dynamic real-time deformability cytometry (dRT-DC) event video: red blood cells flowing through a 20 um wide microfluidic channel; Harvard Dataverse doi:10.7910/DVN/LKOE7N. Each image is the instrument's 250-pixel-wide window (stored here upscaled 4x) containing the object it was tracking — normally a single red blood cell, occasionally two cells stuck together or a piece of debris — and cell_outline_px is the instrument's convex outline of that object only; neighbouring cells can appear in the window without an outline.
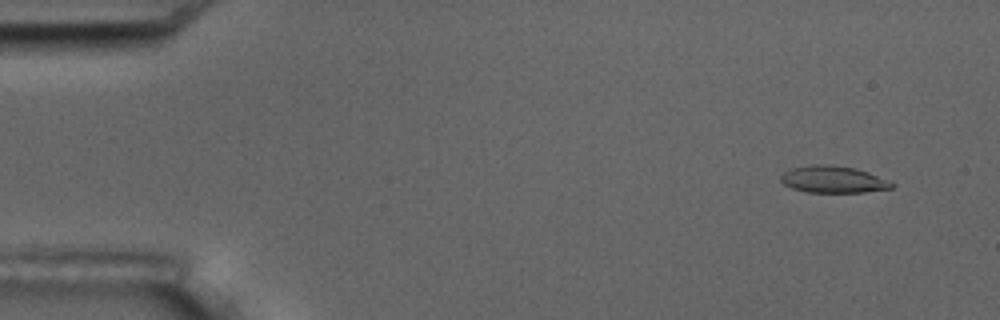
{"species": "common noctule bat (a hibernating species)", "species_latin": "Nyctalus noctula", "temperature_condition": "room temperature", "stored_images_in_passage": 10, "camera_frame_rate_fps": 3000, "um_per_image_px": 0.085, "animal": {"sex": "male", "body_mass_g": 17.5, "forearm_length_mm": 52.3}, "frame": {"image": 1, "passage_image": 2, "time_ms": 1.0, "image_size_px": [1000, 320], "cell_outline_px": [[896, 184], [892, 188], [864, 192], [808, 192], [792, 188], [784, 184], [780, 180], [780, 176], [784, 172], [792, 168], [816, 164], [832, 164], [856, 168], [868, 172]], "centroid_in_image_um": [70.82, 15.24], "position_along_channel_um": 14.2, "area_um2": 17.34}}
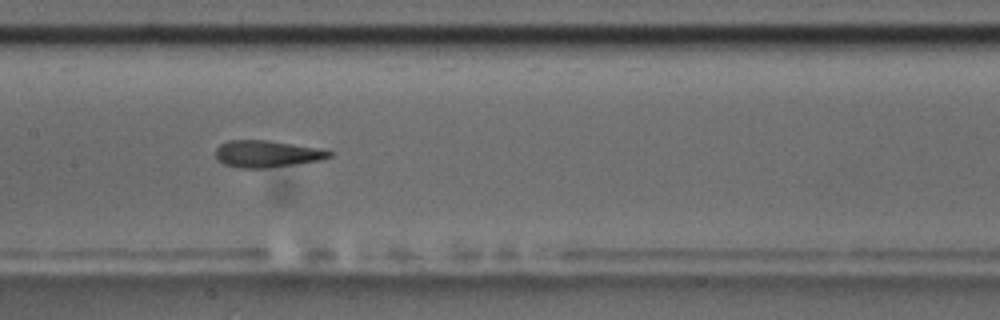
{"frame": {"image": 2, "passage_image": 9, "time_ms": 9.0, "image_size_px": [1000, 320], "cell_outline_px": [[332, 156], [320, 160], [264, 168], [240, 168], [224, 164], [216, 156], [216, 148], [220, 144], [228, 140], [268, 140], [316, 148], [332, 152]], "centroid_in_image_um": [22.64, 13.07], "position_along_channel_um": 184.8, "area_um2": 17.46}}
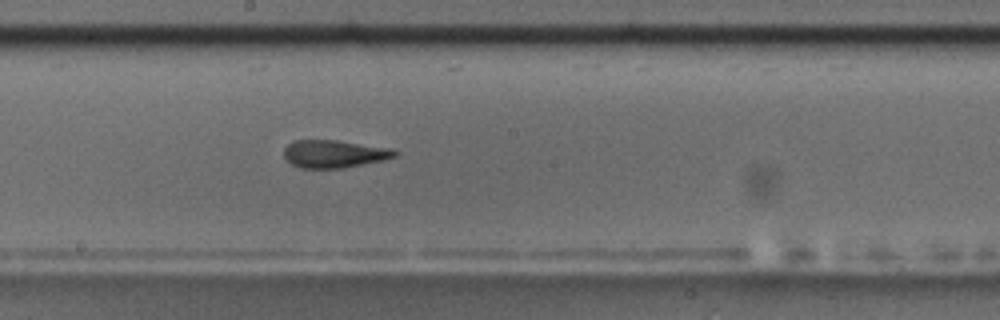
{"frame": {"image": 3, "passage_image": 10, "time_ms": 10.0, "image_size_px": [1000, 320], "cell_outline_px": [[400, 152], [396, 156], [384, 160], [344, 168], [300, 168], [292, 164], [284, 156], [284, 148], [292, 140], [336, 140], [392, 148]], "centroid_in_image_um": [28.43, 13.07], "position_along_channel_um": 219.8, "area_um2": 18.03}}